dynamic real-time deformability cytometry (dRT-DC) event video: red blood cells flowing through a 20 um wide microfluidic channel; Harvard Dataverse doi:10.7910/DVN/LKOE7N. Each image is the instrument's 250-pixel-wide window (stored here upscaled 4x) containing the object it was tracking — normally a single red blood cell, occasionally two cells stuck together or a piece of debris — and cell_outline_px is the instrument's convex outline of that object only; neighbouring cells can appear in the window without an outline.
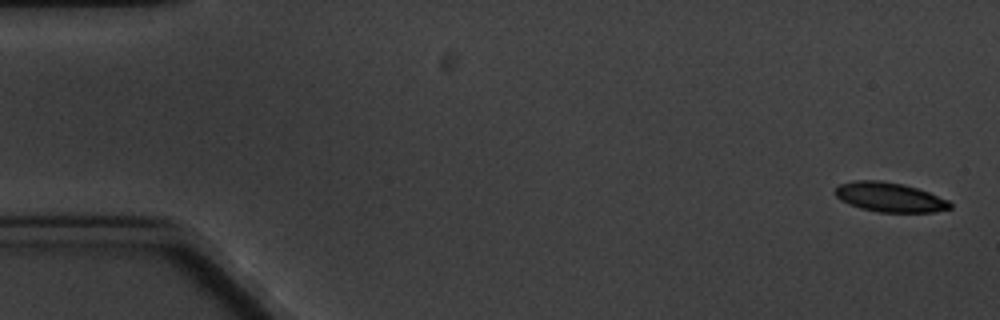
{"species": "common noctule bat (a hibernating species)", "species_latin": "Nyctalus noctula", "temperature_condition": "cold", "stored_images_in_passage": 6, "camera_frame_rate_fps": 3000, "um_per_image_px": 0.085, "animal": {"sex": "male", "body_mass_g": 20.1, "forearm_length_mm": 53.5}, "frame": {"image": 1, "passage_image": 1, "time_ms": 0.0, "image_size_px": [1000, 320], "cell_outline_px": [[952, 208], [936, 212], [880, 212], [860, 208], [848, 204], [840, 200], [836, 196], [836, 188], [840, 184], [852, 180], [880, 180], [904, 184], [928, 192], [948, 200], [952, 204]], "centroid_in_image_um": [75.62, 16.76], "position_along_channel_um": 9.4, "area_um2": 19.77}}
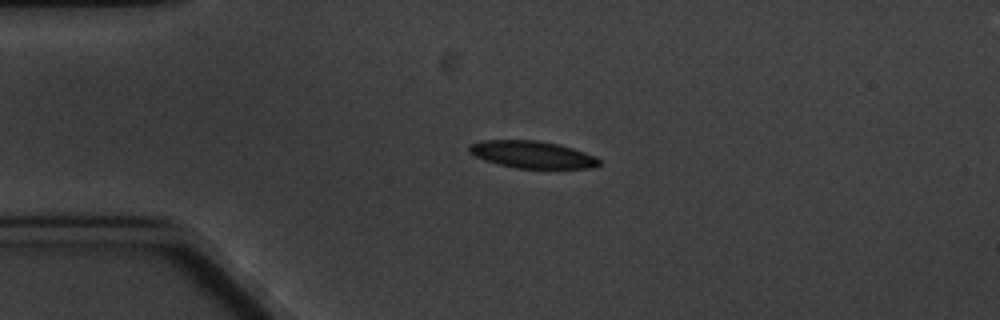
{"frame": {"image": 2, "passage_image": 4, "time_ms": 4.0, "image_size_px": [1000, 320], "cell_outline_px": [[600, 164], [592, 168], [516, 168], [484, 160], [468, 152], [468, 144], [480, 140], [536, 140], [556, 144], [572, 148], [596, 156], [600, 160]], "centroid_in_image_um": [45.21, 13.13], "position_along_channel_um": 39.8, "area_um2": 20.52}}